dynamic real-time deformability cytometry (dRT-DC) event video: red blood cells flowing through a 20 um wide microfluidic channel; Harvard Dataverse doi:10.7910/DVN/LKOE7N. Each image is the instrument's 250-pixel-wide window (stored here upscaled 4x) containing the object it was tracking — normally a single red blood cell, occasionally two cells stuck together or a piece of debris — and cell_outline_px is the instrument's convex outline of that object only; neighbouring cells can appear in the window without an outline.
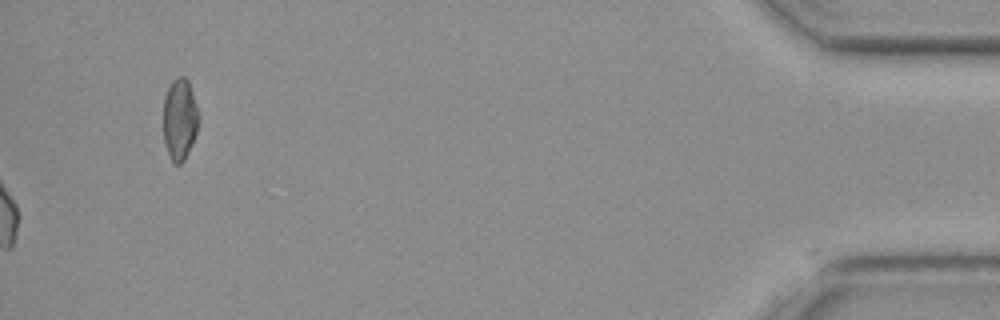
{"species": "common noctule bat (a hibernating species)", "species_latin": "Nyctalus noctula", "temperature_condition": "cold", "stored_images_in_passage": 56, "camera_frame_rate_fps": 3000, "um_per_image_px": 0.085, "animal": {"sex": "female", "body_mass_g": 19.3, "forearm_length_mm": 54.1}, "frame": {"image": 1, "passage_image": 56, "time_ms": 18.333, "image_size_px": [1000, 320], "cell_outline_px": [[200, 120], [192, 144], [184, 160], [180, 164], [176, 164], [172, 160], [168, 152], [164, 140], [164, 96], [172, 80], [176, 76], [184, 76], [188, 80], [200, 116]], "centroid_in_image_um": [15.29, 10.1], "position_along_channel_um": 419.9, "area_um2": 16.76}, "authors_computed_cell_mechanics": {"area_um2": 20.5768, "velocity_mm_per_s": 3.4804, "shape_relaxation_time_tau1_ms": null, "shape_relaxation_time_tau2_ms": 6.272, "deformation_change_tau1": null, "deformation_change_tau2": 0.1373}}